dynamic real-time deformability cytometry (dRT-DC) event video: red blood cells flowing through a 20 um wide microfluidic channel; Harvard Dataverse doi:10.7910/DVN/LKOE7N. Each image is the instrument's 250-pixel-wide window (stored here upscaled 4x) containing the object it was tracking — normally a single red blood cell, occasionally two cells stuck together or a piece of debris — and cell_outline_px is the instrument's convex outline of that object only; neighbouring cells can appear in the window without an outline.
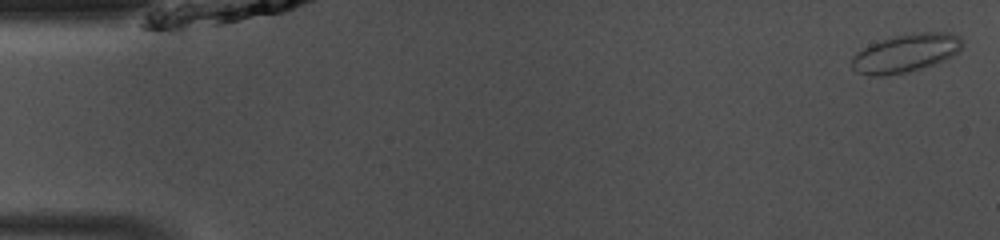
{"species": "common noctule bat (a hibernating species)", "species_latin": "Nyctalus noctula", "temperature_condition": "room temperature", "stored_images_in_passage": 47, "camera_frame_rate_fps": 3000, "um_per_image_px": 0.085, "animal": {"sex": "male", "body_mass_g": 13.0, "forearm_length_mm": 53.1}, "frame": {"image": 1, "passage_image": 1, "time_ms": 0.0, "image_size_px": [1000, 240], "cell_outline_px": [[964, 44], [960, 52], [936, 64], [908, 72], [884, 76], [868, 76], [856, 72], [852, 68], [852, 56], [864, 48], [872, 44], [896, 36], [920, 32], [952, 32], [960, 36]], "centroid_in_image_um": [77.04, 4.53], "position_along_channel_um": 8.0, "area_um2": 24.74}}
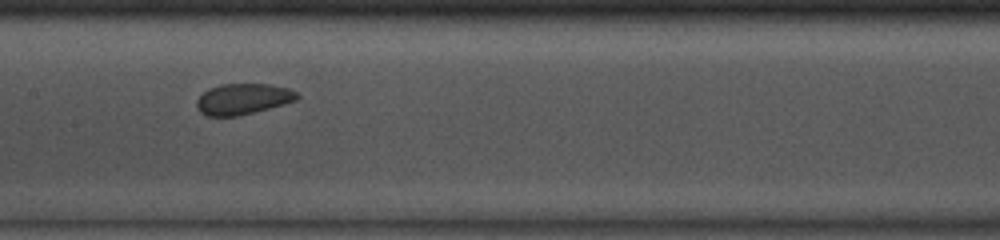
{"frame": {"image": 2, "passage_image": 23, "time_ms": 7.333, "image_size_px": [1000, 240], "cell_outline_px": [[300, 96], [296, 100], [268, 108], [236, 116], [208, 116], [200, 112], [196, 104], [196, 100], [208, 88], [220, 84], [268, 84], [288, 88], [296, 92]], "centroid_in_image_um": [20.62, 8.4], "position_along_channel_um": 186.8, "area_um2": 17.86}}
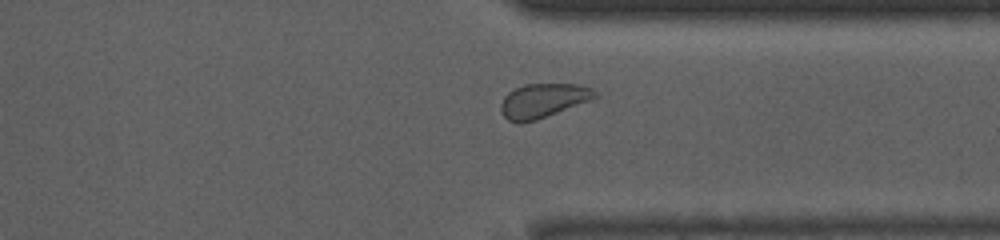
{"frame": {"image": 3, "passage_image": 36, "time_ms": 11.667, "image_size_px": [1000, 240], "cell_outline_px": [[600, 96], [592, 100], [536, 120], [520, 124], [516, 124], [508, 120], [500, 112], [500, 104], [504, 96], [508, 92], [524, 84], [580, 84], [592, 88], [600, 92]], "centroid_in_image_um": [46.19, 8.56], "position_along_channel_um": 365.2, "area_um2": 19.19}, "authors_computed_cell_mechanics": {"area_um2": 19.4208, "velocity_mm_per_s": 4.1239, "shape_relaxation_time_tau1_ms": null, "shape_relaxation_time_tau2_ms": 1.8718, "deformation_change_tau1": null, "deformation_change_tau2": 0.0461}}